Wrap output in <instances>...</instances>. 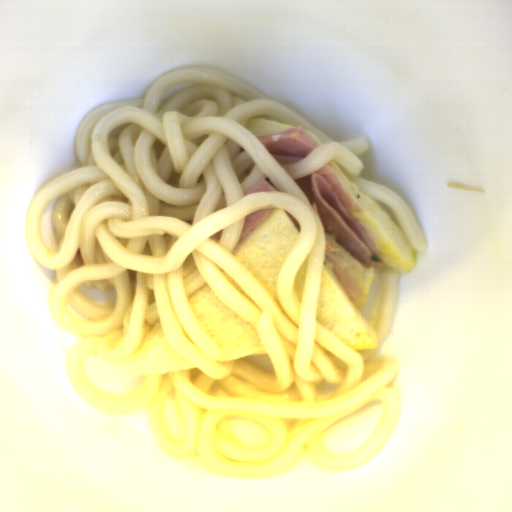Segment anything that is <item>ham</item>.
Here are the masks:
<instances>
[{"mask_svg":"<svg viewBox=\"0 0 512 512\" xmlns=\"http://www.w3.org/2000/svg\"><path fill=\"white\" fill-rule=\"evenodd\" d=\"M308 197L321 219L324 233L343 246L363 267L384 270L386 262L376 253L357 217L363 213L328 160L314 174L292 181Z\"/></svg>","mask_w":512,"mask_h":512,"instance_id":"37f43c06","label":"ham"},{"mask_svg":"<svg viewBox=\"0 0 512 512\" xmlns=\"http://www.w3.org/2000/svg\"><path fill=\"white\" fill-rule=\"evenodd\" d=\"M256 139L280 164L298 162L318 147L309 131L299 126Z\"/></svg>","mask_w":512,"mask_h":512,"instance_id":"09b19980","label":"ham"},{"mask_svg":"<svg viewBox=\"0 0 512 512\" xmlns=\"http://www.w3.org/2000/svg\"><path fill=\"white\" fill-rule=\"evenodd\" d=\"M324 261L330 263L334 277L350 299L355 304L359 302L364 296V290L350 277H348L326 253H324Z\"/></svg>","mask_w":512,"mask_h":512,"instance_id":"d13d27c6","label":"ham"},{"mask_svg":"<svg viewBox=\"0 0 512 512\" xmlns=\"http://www.w3.org/2000/svg\"><path fill=\"white\" fill-rule=\"evenodd\" d=\"M277 209H263L256 210L251 214L245 216L244 224L241 232L240 239L243 241L250 233H252L266 218H268Z\"/></svg>","mask_w":512,"mask_h":512,"instance_id":"4e895bc4","label":"ham"},{"mask_svg":"<svg viewBox=\"0 0 512 512\" xmlns=\"http://www.w3.org/2000/svg\"><path fill=\"white\" fill-rule=\"evenodd\" d=\"M280 191L270 177L261 178L251 189H249L245 196L261 193V192H272ZM244 196V197H245Z\"/></svg>","mask_w":512,"mask_h":512,"instance_id":"c238892f","label":"ham"},{"mask_svg":"<svg viewBox=\"0 0 512 512\" xmlns=\"http://www.w3.org/2000/svg\"><path fill=\"white\" fill-rule=\"evenodd\" d=\"M285 212V211H284ZM285 214L288 216V218L291 220V222L294 224V226L297 228V230L300 232V224L298 221L294 218V216L290 213L285 212Z\"/></svg>","mask_w":512,"mask_h":512,"instance_id":"65de58e3","label":"ham"}]
</instances>
